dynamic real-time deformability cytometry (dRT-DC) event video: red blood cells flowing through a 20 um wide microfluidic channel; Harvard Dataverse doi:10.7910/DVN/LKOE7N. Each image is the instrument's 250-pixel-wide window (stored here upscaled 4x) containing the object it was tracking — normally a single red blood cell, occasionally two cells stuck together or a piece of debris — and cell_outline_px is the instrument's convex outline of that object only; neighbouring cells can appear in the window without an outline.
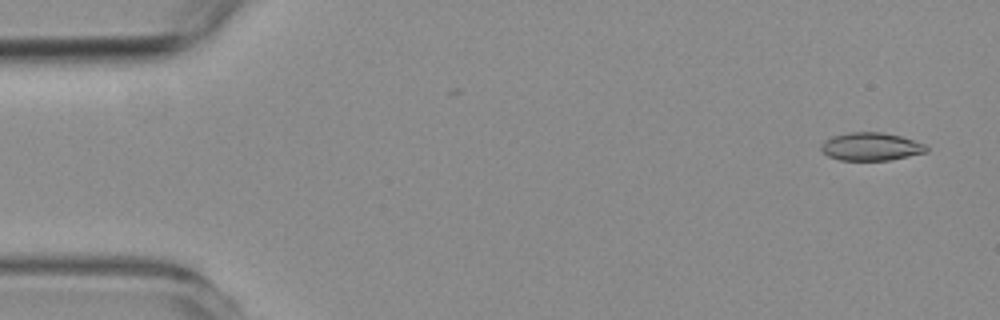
{"species": "common noctule bat (a hibernating species)", "species_latin": "Nyctalus noctula", "temperature_condition": "room temperature", "stored_images_in_passage": 57, "camera_frame_rate_fps": 3000, "um_per_image_px": 0.085, "animal": {"sex": "female", "body_mass_g": 19.3, "forearm_length_mm": 54.1}, "frame": {"image": 1, "passage_image": 3, "time_ms": 0.667, "image_size_px": [1000, 320], "cell_outline_px": [[928, 152], [888, 160], [840, 160], [828, 156], [820, 148], [824, 140], [832, 136], [848, 132], [880, 132], [900, 136], [924, 144], [928, 148]], "centroid_in_image_um": [74.01, 12.46], "position_along_channel_um": 11.0, "area_um2": 17.05}}
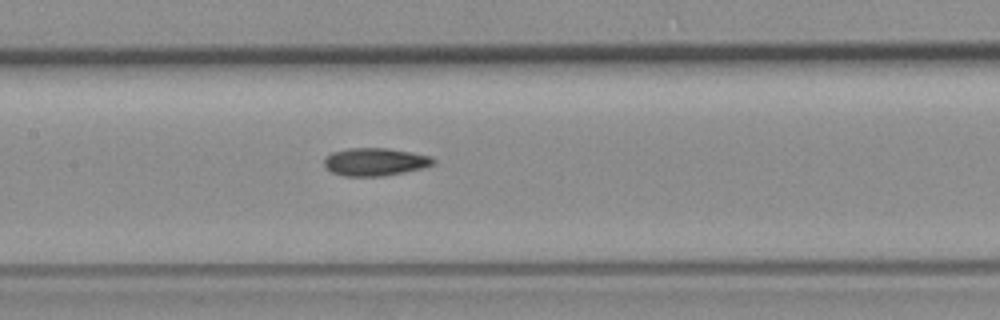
{"frame": {"image": 2, "passage_image": 27, "time_ms": 8.667, "image_size_px": [1000, 320], "cell_outline_px": [[436, 164], [404, 172], [384, 176], [344, 176], [332, 172], [324, 164], [324, 160], [332, 152], [348, 148], [388, 148], [412, 152], [432, 156], [436, 160]], "centroid_in_image_um": [31.92, 13.75], "position_along_channel_um": 175.5, "area_um2": 17.69}}
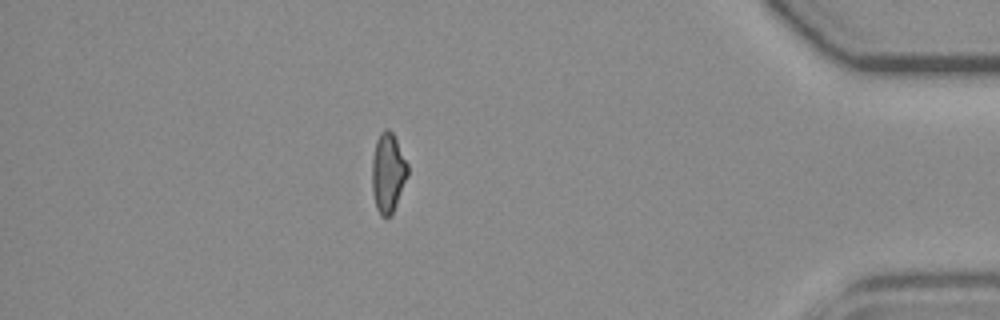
{"frame": {"image": 3, "passage_image": 50, "time_ms": 16.333, "image_size_px": [1000, 320], "cell_outline_px": [[408, 172], [392, 216], [380, 216], [376, 208], [372, 192], [372, 156], [376, 140], [380, 132], [384, 128], [388, 128], [392, 132], [408, 164]], "centroid_in_image_um": [32.95, 14.68], "position_along_channel_um": 402.2, "area_um2": 16.53}, "authors_computed_cell_mechanics": {"area_um2": 17.2244, "velocity_mm_per_s": 3.5747, "shape_relaxation_time_tau1_ms": null, "shape_relaxation_time_tau2_ms": 4.8622, "deformation_change_tau1": null, "deformation_change_tau2": 0.126}}